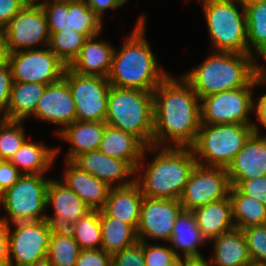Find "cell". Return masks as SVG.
Segmentation results:
<instances>
[{"label": "cell", "instance_id": "obj_46", "mask_svg": "<svg viewBox=\"0 0 266 266\" xmlns=\"http://www.w3.org/2000/svg\"><path fill=\"white\" fill-rule=\"evenodd\" d=\"M12 225L3 217H0V264L9 266L10 245L9 231Z\"/></svg>", "mask_w": 266, "mask_h": 266}, {"label": "cell", "instance_id": "obj_52", "mask_svg": "<svg viewBox=\"0 0 266 266\" xmlns=\"http://www.w3.org/2000/svg\"><path fill=\"white\" fill-rule=\"evenodd\" d=\"M239 2V4L246 9L247 7L254 5V4H258V3H262L266 0H237Z\"/></svg>", "mask_w": 266, "mask_h": 266}, {"label": "cell", "instance_id": "obj_23", "mask_svg": "<svg viewBox=\"0 0 266 266\" xmlns=\"http://www.w3.org/2000/svg\"><path fill=\"white\" fill-rule=\"evenodd\" d=\"M143 198L144 195L136 182L125 187H111L107 201L101 210L107 216L137 229Z\"/></svg>", "mask_w": 266, "mask_h": 266}, {"label": "cell", "instance_id": "obj_12", "mask_svg": "<svg viewBox=\"0 0 266 266\" xmlns=\"http://www.w3.org/2000/svg\"><path fill=\"white\" fill-rule=\"evenodd\" d=\"M12 225L15 228L9 231V266H28L46 259L52 225L47 220Z\"/></svg>", "mask_w": 266, "mask_h": 266}, {"label": "cell", "instance_id": "obj_11", "mask_svg": "<svg viewBox=\"0 0 266 266\" xmlns=\"http://www.w3.org/2000/svg\"><path fill=\"white\" fill-rule=\"evenodd\" d=\"M14 82H36L49 85L64 77L65 65L49 47L19 50L9 54Z\"/></svg>", "mask_w": 266, "mask_h": 266}, {"label": "cell", "instance_id": "obj_8", "mask_svg": "<svg viewBox=\"0 0 266 266\" xmlns=\"http://www.w3.org/2000/svg\"><path fill=\"white\" fill-rule=\"evenodd\" d=\"M266 85V67L245 87L215 93L201 99V123L253 125L249 114L254 112L255 87Z\"/></svg>", "mask_w": 266, "mask_h": 266}, {"label": "cell", "instance_id": "obj_2", "mask_svg": "<svg viewBox=\"0 0 266 266\" xmlns=\"http://www.w3.org/2000/svg\"><path fill=\"white\" fill-rule=\"evenodd\" d=\"M136 20L131 34L114 49L108 81L117 88L153 92L170 73L159 66L147 41L145 14Z\"/></svg>", "mask_w": 266, "mask_h": 266}, {"label": "cell", "instance_id": "obj_1", "mask_svg": "<svg viewBox=\"0 0 266 266\" xmlns=\"http://www.w3.org/2000/svg\"><path fill=\"white\" fill-rule=\"evenodd\" d=\"M169 74L153 91L152 145L192 147L201 127V100L182 77Z\"/></svg>", "mask_w": 266, "mask_h": 266}, {"label": "cell", "instance_id": "obj_43", "mask_svg": "<svg viewBox=\"0 0 266 266\" xmlns=\"http://www.w3.org/2000/svg\"><path fill=\"white\" fill-rule=\"evenodd\" d=\"M75 266H112V256L102 249L81 250Z\"/></svg>", "mask_w": 266, "mask_h": 266}, {"label": "cell", "instance_id": "obj_36", "mask_svg": "<svg viewBox=\"0 0 266 266\" xmlns=\"http://www.w3.org/2000/svg\"><path fill=\"white\" fill-rule=\"evenodd\" d=\"M70 27L87 38L100 34L103 29V19L79 0H69Z\"/></svg>", "mask_w": 266, "mask_h": 266}, {"label": "cell", "instance_id": "obj_55", "mask_svg": "<svg viewBox=\"0 0 266 266\" xmlns=\"http://www.w3.org/2000/svg\"><path fill=\"white\" fill-rule=\"evenodd\" d=\"M28 266H52V265L49 263V261L47 259H44L42 261L33 263L31 265H28Z\"/></svg>", "mask_w": 266, "mask_h": 266}, {"label": "cell", "instance_id": "obj_19", "mask_svg": "<svg viewBox=\"0 0 266 266\" xmlns=\"http://www.w3.org/2000/svg\"><path fill=\"white\" fill-rule=\"evenodd\" d=\"M226 170L231 186L266 176V135L254 133Z\"/></svg>", "mask_w": 266, "mask_h": 266}, {"label": "cell", "instance_id": "obj_35", "mask_svg": "<svg viewBox=\"0 0 266 266\" xmlns=\"http://www.w3.org/2000/svg\"><path fill=\"white\" fill-rule=\"evenodd\" d=\"M49 33V49L69 67L80 54L87 37L73 29Z\"/></svg>", "mask_w": 266, "mask_h": 266}, {"label": "cell", "instance_id": "obj_28", "mask_svg": "<svg viewBox=\"0 0 266 266\" xmlns=\"http://www.w3.org/2000/svg\"><path fill=\"white\" fill-rule=\"evenodd\" d=\"M145 148L134 135L107 125L98 150L109 157L127 161L136 170Z\"/></svg>", "mask_w": 266, "mask_h": 266}, {"label": "cell", "instance_id": "obj_25", "mask_svg": "<svg viewBox=\"0 0 266 266\" xmlns=\"http://www.w3.org/2000/svg\"><path fill=\"white\" fill-rule=\"evenodd\" d=\"M210 241L213 243V254L207 260L212 266H250L252 264L241 229L234 228Z\"/></svg>", "mask_w": 266, "mask_h": 266}, {"label": "cell", "instance_id": "obj_5", "mask_svg": "<svg viewBox=\"0 0 266 266\" xmlns=\"http://www.w3.org/2000/svg\"><path fill=\"white\" fill-rule=\"evenodd\" d=\"M105 123L134 135L146 147L151 146L154 126L153 92L111 86Z\"/></svg>", "mask_w": 266, "mask_h": 266}, {"label": "cell", "instance_id": "obj_54", "mask_svg": "<svg viewBox=\"0 0 266 266\" xmlns=\"http://www.w3.org/2000/svg\"><path fill=\"white\" fill-rule=\"evenodd\" d=\"M21 3H23L25 6H34V5H40L42 0H19Z\"/></svg>", "mask_w": 266, "mask_h": 266}, {"label": "cell", "instance_id": "obj_10", "mask_svg": "<svg viewBox=\"0 0 266 266\" xmlns=\"http://www.w3.org/2000/svg\"><path fill=\"white\" fill-rule=\"evenodd\" d=\"M64 78L68 81L76 108V121L105 122L111 85L102 76L80 75L67 67Z\"/></svg>", "mask_w": 266, "mask_h": 266}, {"label": "cell", "instance_id": "obj_13", "mask_svg": "<svg viewBox=\"0 0 266 266\" xmlns=\"http://www.w3.org/2000/svg\"><path fill=\"white\" fill-rule=\"evenodd\" d=\"M230 181L226 168L197 164L192 170L180 197L183 210L195 209L229 196Z\"/></svg>", "mask_w": 266, "mask_h": 266}, {"label": "cell", "instance_id": "obj_45", "mask_svg": "<svg viewBox=\"0 0 266 266\" xmlns=\"http://www.w3.org/2000/svg\"><path fill=\"white\" fill-rule=\"evenodd\" d=\"M22 175L10 161H0V195L11 188Z\"/></svg>", "mask_w": 266, "mask_h": 266}, {"label": "cell", "instance_id": "obj_58", "mask_svg": "<svg viewBox=\"0 0 266 266\" xmlns=\"http://www.w3.org/2000/svg\"><path fill=\"white\" fill-rule=\"evenodd\" d=\"M250 266H266V265H259V264L252 263Z\"/></svg>", "mask_w": 266, "mask_h": 266}, {"label": "cell", "instance_id": "obj_42", "mask_svg": "<svg viewBox=\"0 0 266 266\" xmlns=\"http://www.w3.org/2000/svg\"><path fill=\"white\" fill-rule=\"evenodd\" d=\"M235 187L245 196L255 198L266 205V176L240 181Z\"/></svg>", "mask_w": 266, "mask_h": 266}, {"label": "cell", "instance_id": "obj_41", "mask_svg": "<svg viewBox=\"0 0 266 266\" xmlns=\"http://www.w3.org/2000/svg\"><path fill=\"white\" fill-rule=\"evenodd\" d=\"M112 266H146L143 254V241L112 255Z\"/></svg>", "mask_w": 266, "mask_h": 266}, {"label": "cell", "instance_id": "obj_56", "mask_svg": "<svg viewBox=\"0 0 266 266\" xmlns=\"http://www.w3.org/2000/svg\"><path fill=\"white\" fill-rule=\"evenodd\" d=\"M4 116L0 113V124L3 122Z\"/></svg>", "mask_w": 266, "mask_h": 266}, {"label": "cell", "instance_id": "obj_48", "mask_svg": "<svg viewBox=\"0 0 266 266\" xmlns=\"http://www.w3.org/2000/svg\"><path fill=\"white\" fill-rule=\"evenodd\" d=\"M85 3L90 9L97 12L103 19L104 13L108 9L116 10L122 7L123 4L119 0H79Z\"/></svg>", "mask_w": 266, "mask_h": 266}, {"label": "cell", "instance_id": "obj_4", "mask_svg": "<svg viewBox=\"0 0 266 266\" xmlns=\"http://www.w3.org/2000/svg\"><path fill=\"white\" fill-rule=\"evenodd\" d=\"M256 56L233 52L210 51L202 63L181 75L200 100L203 97L245 87L266 66Z\"/></svg>", "mask_w": 266, "mask_h": 266}, {"label": "cell", "instance_id": "obj_32", "mask_svg": "<svg viewBox=\"0 0 266 266\" xmlns=\"http://www.w3.org/2000/svg\"><path fill=\"white\" fill-rule=\"evenodd\" d=\"M245 10L248 54L266 61V1Z\"/></svg>", "mask_w": 266, "mask_h": 266}, {"label": "cell", "instance_id": "obj_18", "mask_svg": "<svg viewBox=\"0 0 266 266\" xmlns=\"http://www.w3.org/2000/svg\"><path fill=\"white\" fill-rule=\"evenodd\" d=\"M73 162L110 187H125L135 182L136 170L127 161L109 157L99 150L83 153Z\"/></svg>", "mask_w": 266, "mask_h": 266}, {"label": "cell", "instance_id": "obj_49", "mask_svg": "<svg viewBox=\"0 0 266 266\" xmlns=\"http://www.w3.org/2000/svg\"><path fill=\"white\" fill-rule=\"evenodd\" d=\"M258 120L257 122H254L253 127H254V132L256 134H261L259 130H261L259 127L260 125H263L266 129V92H264L260 97H258V100L255 101V109H254ZM260 123V125H259ZM266 135V134H262Z\"/></svg>", "mask_w": 266, "mask_h": 266}, {"label": "cell", "instance_id": "obj_3", "mask_svg": "<svg viewBox=\"0 0 266 266\" xmlns=\"http://www.w3.org/2000/svg\"><path fill=\"white\" fill-rule=\"evenodd\" d=\"M149 153L154 154L153 160L145 164ZM196 165L197 160L191 147L151 145L144 149L137 165L135 182L145 197L179 200Z\"/></svg>", "mask_w": 266, "mask_h": 266}, {"label": "cell", "instance_id": "obj_27", "mask_svg": "<svg viewBox=\"0 0 266 266\" xmlns=\"http://www.w3.org/2000/svg\"><path fill=\"white\" fill-rule=\"evenodd\" d=\"M192 212L200 231L208 243L211 239L235 228L230 196L203 205Z\"/></svg>", "mask_w": 266, "mask_h": 266}, {"label": "cell", "instance_id": "obj_37", "mask_svg": "<svg viewBox=\"0 0 266 266\" xmlns=\"http://www.w3.org/2000/svg\"><path fill=\"white\" fill-rule=\"evenodd\" d=\"M23 121L3 120L0 124V161H10L27 140Z\"/></svg>", "mask_w": 266, "mask_h": 266}, {"label": "cell", "instance_id": "obj_38", "mask_svg": "<svg viewBox=\"0 0 266 266\" xmlns=\"http://www.w3.org/2000/svg\"><path fill=\"white\" fill-rule=\"evenodd\" d=\"M40 6L46 16L49 32L72 30L69 21V0H42Z\"/></svg>", "mask_w": 266, "mask_h": 266}, {"label": "cell", "instance_id": "obj_20", "mask_svg": "<svg viewBox=\"0 0 266 266\" xmlns=\"http://www.w3.org/2000/svg\"><path fill=\"white\" fill-rule=\"evenodd\" d=\"M64 175L59 179L71 189L91 210H101L107 201L110 186L73 161H65Z\"/></svg>", "mask_w": 266, "mask_h": 266}, {"label": "cell", "instance_id": "obj_14", "mask_svg": "<svg viewBox=\"0 0 266 266\" xmlns=\"http://www.w3.org/2000/svg\"><path fill=\"white\" fill-rule=\"evenodd\" d=\"M9 53L47 47L50 33L40 5L25 6L3 28Z\"/></svg>", "mask_w": 266, "mask_h": 266}, {"label": "cell", "instance_id": "obj_44", "mask_svg": "<svg viewBox=\"0 0 266 266\" xmlns=\"http://www.w3.org/2000/svg\"><path fill=\"white\" fill-rule=\"evenodd\" d=\"M13 82L9 63L0 66V113L3 116L7 112Z\"/></svg>", "mask_w": 266, "mask_h": 266}, {"label": "cell", "instance_id": "obj_16", "mask_svg": "<svg viewBox=\"0 0 266 266\" xmlns=\"http://www.w3.org/2000/svg\"><path fill=\"white\" fill-rule=\"evenodd\" d=\"M31 117L57 125L56 128L60 127L56 130V134L76 121L75 102L68 81L64 77L47 85Z\"/></svg>", "mask_w": 266, "mask_h": 266}, {"label": "cell", "instance_id": "obj_53", "mask_svg": "<svg viewBox=\"0 0 266 266\" xmlns=\"http://www.w3.org/2000/svg\"><path fill=\"white\" fill-rule=\"evenodd\" d=\"M170 266H187V258H177Z\"/></svg>", "mask_w": 266, "mask_h": 266}, {"label": "cell", "instance_id": "obj_21", "mask_svg": "<svg viewBox=\"0 0 266 266\" xmlns=\"http://www.w3.org/2000/svg\"><path fill=\"white\" fill-rule=\"evenodd\" d=\"M97 34L84 42L80 54L69 68L80 75L102 76L108 78L115 47L106 40H98Z\"/></svg>", "mask_w": 266, "mask_h": 266}, {"label": "cell", "instance_id": "obj_50", "mask_svg": "<svg viewBox=\"0 0 266 266\" xmlns=\"http://www.w3.org/2000/svg\"><path fill=\"white\" fill-rule=\"evenodd\" d=\"M9 51L3 29H0V66L8 63Z\"/></svg>", "mask_w": 266, "mask_h": 266}, {"label": "cell", "instance_id": "obj_51", "mask_svg": "<svg viewBox=\"0 0 266 266\" xmlns=\"http://www.w3.org/2000/svg\"><path fill=\"white\" fill-rule=\"evenodd\" d=\"M187 266H212L209 261L204 259H188L187 258Z\"/></svg>", "mask_w": 266, "mask_h": 266}, {"label": "cell", "instance_id": "obj_6", "mask_svg": "<svg viewBox=\"0 0 266 266\" xmlns=\"http://www.w3.org/2000/svg\"><path fill=\"white\" fill-rule=\"evenodd\" d=\"M212 51L248 54L246 10L237 0H199Z\"/></svg>", "mask_w": 266, "mask_h": 266}, {"label": "cell", "instance_id": "obj_22", "mask_svg": "<svg viewBox=\"0 0 266 266\" xmlns=\"http://www.w3.org/2000/svg\"><path fill=\"white\" fill-rule=\"evenodd\" d=\"M192 211L182 210L176 218L170 247L179 258L204 259L199 247L207 245Z\"/></svg>", "mask_w": 266, "mask_h": 266}, {"label": "cell", "instance_id": "obj_7", "mask_svg": "<svg viewBox=\"0 0 266 266\" xmlns=\"http://www.w3.org/2000/svg\"><path fill=\"white\" fill-rule=\"evenodd\" d=\"M253 125L201 124L193 149L197 164L226 168L254 134Z\"/></svg>", "mask_w": 266, "mask_h": 266}, {"label": "cell", "instance_id": "obj_26", "mask_svg": "<svg viewBox=\"0 0 266 266\" xmlns=\"http://www.w3.org/2000/svg\"><path fill=\"white\" fill-rule=\"evenodd\" d=\"M61 152L59 147H49L43 142L28 141L10 159L23 175L46 174L53 167L55 158Z\"/></svg>", "mask_w": 266, "mask_h": 266}, {"label": "cell", "instance_id": "obj_30", "mask_svg": "<svg viewBox=\"0 0 266 266\" xmlns=\"http://www.w3.org/2000/svg\"><path fill=\"white\" fill-rule=\"evenodd\" d=\"M102 241L100 249L111 256L137 243L136 229L127 223L107 216L100 210Z\"/></svg>", "mask_w": 266, "mask_h": 266}, {"label": "cell", "instance_id": "obj_39", "mask_svg": "<svg viewBox=\"0 0 266 266\" xmlns=\"http://www.w3.org/2000/svg\"><path fill=\"white\" fill-rule=\"evenodd\" d=\"M252 263L266 265V224L242 230Z\"/></svg>", "mask_w": 266, "mask_h": 266}, {"label": "cell", "instance_id": "obj_57", "mask_svg": "<svg viewBox=\"0 0 266 266\" xmlns=\"http://www.w3.org/2000/svg\"><path fill=\"white\" fill-rule=\"evenodd\" d=\"M123 5L127 3L129 0H119Z\"/></svg>", "mask_w": 266, "mask_h": 266}, {"label": "cell", "instance_id": "obj_33", "mask_svg": "<svg viewBox=\"0 0 266 266\" xmlns=\"http://www.w3.org/2000/svg\"><path fill=\"white\" fill-rule=\"evenodd\" d=\"M81 248L66 229H53L46 259L52 266H75Z\"/></svg>", "mask_w": 266, "mask_h": 266}, {"label": "cell", "instance_id": "obj_24", "mask_svg": "<svg viewBox=\"0 0 266 266\" xmlns=\"http://www.w3.org/2000/svg\"><path fill=\"white\" fill-rule=\"evenodd\" d=\"M106 126L105 122L97 121H75L66 126L57 134L71 145L65 161H74L83 153L98 150Z\"/></svg>", "mask_w": 266, "mask_h": 266}, {"label": "cell", "instance_id": "obj_29", "mask_svg": "<svg viewBox=\"0 0 266 266\" xmlns=\"http://www.w3.org/2000/svg\"><path fill=\"white\" fill-rule=\"evenodd\" d=\"M47 85L36 82H13L5 120L27 121L36 110Z\"/></svg>", "mask_w": 266, "mask_h": 266}, {"label": "cell", "instance_id": "obj_17", "mask_svg": "<svg viewBox=\"0 0 266 266\" xmlns=\"http://www.w3.org/2000/svg\"><path fill=\"white\" fill-rule=\"evenodd\" d=\"M47 208L52 207L53 215L46 220L54 229H68L91 209L59 179H50L47 187Z\"/></svg>", "mask_w": 266, "mask_h": 266}, {"label": "cell", "instance_id": "obj_34", "mask_svg": "<svg viewBox=\"0 0 266 266\" xmlns=\"http://www.w3.org/2000/svg\"><path fill=\"white\" fill-rule=\"evenodd\" d=\"M67 230L81 250L100 249L102 241L100 210H90Z\"/></svg>", "mask_w": 266, "mask_h": 266}, {"label": "cell", "instance_id": "obj_15", "mask_svg": "<svg viewBox=\"0 0 266 266\" xmlns=\"http://www.w3.org/2000/svg\"><path fill=\"white\" fill-rule=\"evenodd\" d=\"M182 210L180 200L153 199L144 196L136 229L138 240L150 242L149 240L152 239L168 243L176 218Z\"/></svg>", "mask_w": 266, "mask_h": 266}, {"label": "cell", "instance_id": "obj_40", "mask_svg": "<svg viewBox=\"0 0 266 266\" xmlns=\"http://www.w3.org/2000/svg\"><path fill=\"white\" fill-rule=\"evenodd\" d=\"M144 262L146 266H170L178 256L170 246L143 242Z\"/></svg>", "mask_w": 266, "mask_h": 266}, {"label": "cell", "instance_id": "obj_9", "mask_svg": "<svg viewBox=\"0 0 266 266\" xmlns=\"http://www.w3.org/2000/svg\"><path fill=\"white\" fill-rule=\"evenodd\" d=\"M45 175H22L0 195V208L3 207V216L10 224L46 220L47 187L51 178Z\"/></svg>", "mask_w": 266, "mask_h": 266}, {"label": "cell", "instance_id": "obj_47", "mask_svg": "<svg viewBox=\"0 0 266 266\" xmlns=\"http://www.w3.org/2000/svg\"><path fill=\"white\" fill-rule=\"evenodd\" d=\"M23 7L25 5L19 0H0V29H3Z\"/></svg>", "mask_w": 266, "mask_h": 266}, {"label": "cell", "instance_id": "obj_31", "mask_svg": "<svg viewBox=\"0 0 266 266\" xmlns=\"http://www.w3.org/2000/svg\"><path fill=\"white\" fill-rule=\"evenodd\" d=\"M229 196L235 228L243 230L250 226L266 224V205L243 195L235 186H231Z\"/></svg>", "mask_w": 266, "mask_h": 266}]
</instances>
